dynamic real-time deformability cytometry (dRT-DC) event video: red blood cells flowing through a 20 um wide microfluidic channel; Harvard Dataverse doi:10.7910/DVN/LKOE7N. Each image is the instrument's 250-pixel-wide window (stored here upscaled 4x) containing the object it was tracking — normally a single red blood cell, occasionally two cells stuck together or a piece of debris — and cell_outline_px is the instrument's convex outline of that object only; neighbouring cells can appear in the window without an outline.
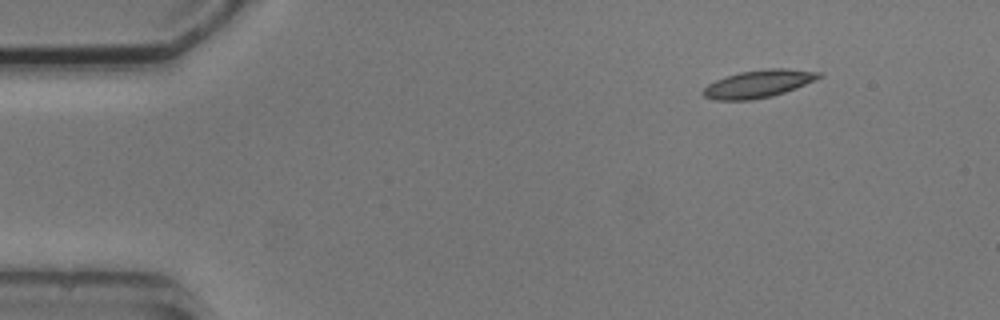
{"species": "common noctule bat (a hibernating species)", "species_latin": "Nyctalus noctula", "temperature_condition": "cold", "stored_images_in_passage": 4, "camera_frame_rate_fps": 3000, "um_per_image_px": 0.085, "animal": {"sex": "male", "body_mass_g": 20.5, "forearm_length_mm": 52.5}, "frame": {"image": 1, "passage_image": 1, "time_ms": 0.0, "image_size_px": [1000, 320], "cell_outline_px": [[824, 76], [816, 80], [796, 88], [772, 96], [752, 100], [716, 100], [704, 96], [700, 92], [708, 84], [716, 80], [740, 72], [768, 68], [784, 68], [824, 72]], "centroid_in_image_um": [64.51, 7.12], "position_along_channel_um": 20.5, "area_um2": 18.73}}
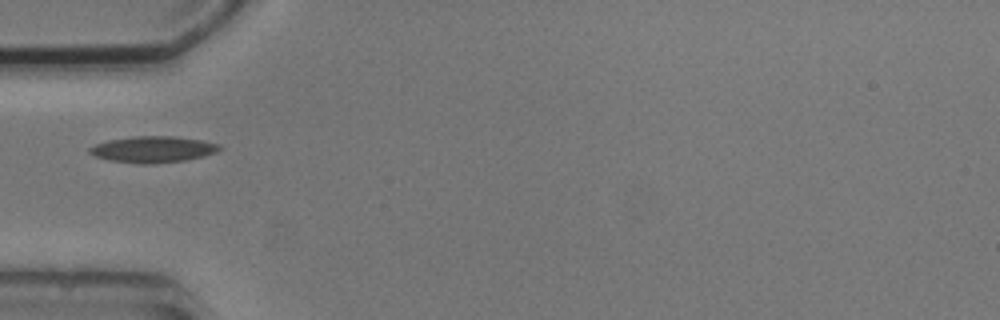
{"frame": {"image": 2, "passage_image": 4, "time_ms": 3.667, "image_size_px": [1000, 320], "cell_outline_px": [[224, 148], [216, 152], [204, 156], [184, 160], [152, 164], [140, 164], [108, 160], [96, 156], [88, 152], [88, 148], [96, 144], [108, 140], [132, 136], [172, 136], [200, 140], [220, 144]], "centroid_in_image_um": [13.01, 12.69], "position_along_channel_um": 72.0, "area_um2": 19.94}}